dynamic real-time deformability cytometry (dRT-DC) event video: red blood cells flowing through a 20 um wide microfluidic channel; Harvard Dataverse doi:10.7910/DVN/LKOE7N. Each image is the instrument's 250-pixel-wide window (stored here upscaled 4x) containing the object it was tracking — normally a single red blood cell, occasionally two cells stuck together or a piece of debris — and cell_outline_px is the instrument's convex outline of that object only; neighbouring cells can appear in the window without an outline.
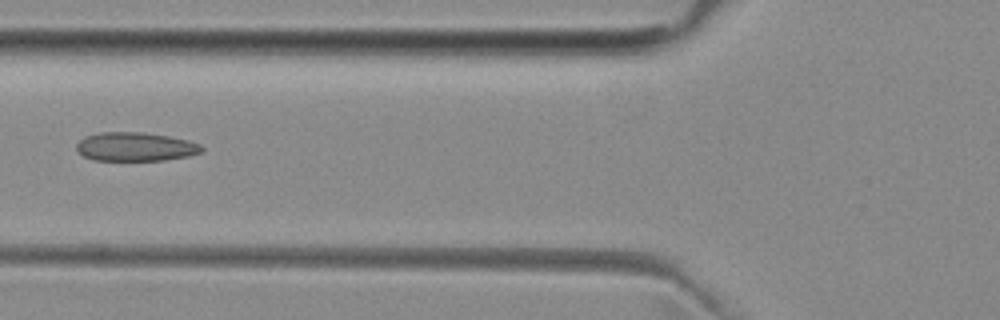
{"species": "common noctule bat (a hibernating species)", "species_latin": "Nyctalus noctula", "temperature_condition": "room temperature", "stored_images_in_passage": 6, "camera_frame_rate_fps": 3000, "um_per_image_px": 0.085, "animal": {"sex": "female", "body_mass_g": 29.2, "forearm_length_mm": 56.3}, "frame": {"image": 1, "passage_image": 5, "time_ms": 4.667, "image_size_px": [1000, 320], "cell_outline_px": [[204, 148], [200, 152], [188, 156], [164, 160], [92, 160], [76, 152], [76, 144], [84, 136], [100, 132], [144, 132], [168, 136], [188, 140], [200, 144]], "centroid_in_image_um": [11.47, 12.47], "position_along_channel_um": 114.3, "area_um2": 21.1}}
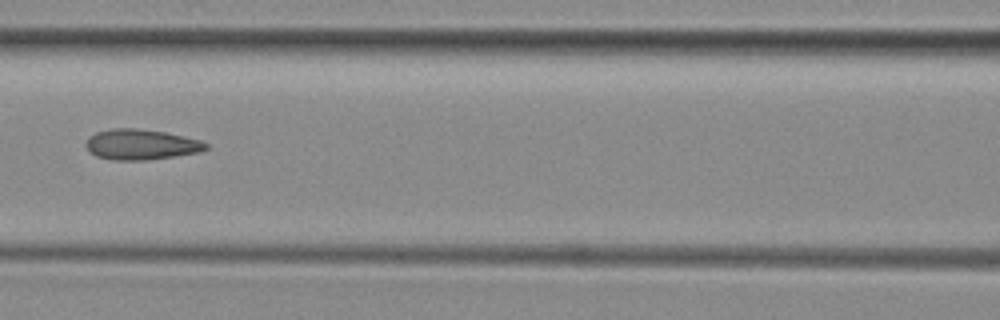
{"frame": {"image": 2, "passage_image": 6, "time_ms": 5.667, "image_size_px": [1000, 320], "cell_outline_px": [[208, 148], [200, 152], [148, 160], [112, 160], [96, 156], [84, 144], [88, 136], [96, 132], [112, 128], [136, 128], [164, 132], [200, 140], [208, 144]], "centroid_in_image_um": [11.97, 12.28], "position_along_channel_um": 154.6, "area_um2": 21.27}}